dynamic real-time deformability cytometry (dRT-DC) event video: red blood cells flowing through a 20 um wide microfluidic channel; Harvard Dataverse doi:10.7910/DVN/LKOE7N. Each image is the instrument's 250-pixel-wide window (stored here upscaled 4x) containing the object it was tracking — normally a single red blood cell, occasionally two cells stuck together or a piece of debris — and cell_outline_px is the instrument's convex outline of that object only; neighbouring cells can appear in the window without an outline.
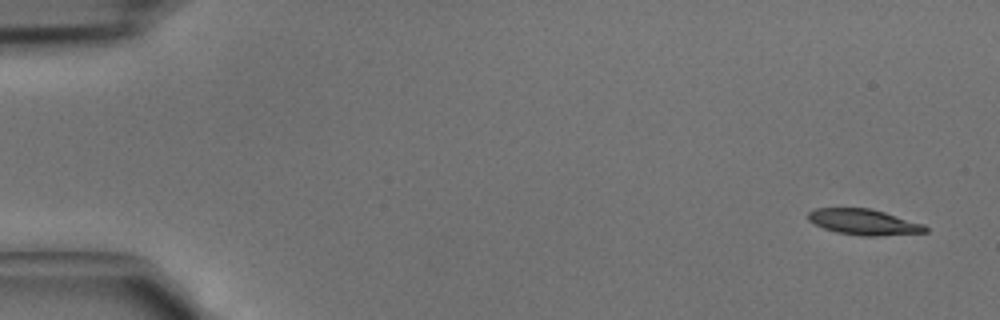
{"species": "common noctule bat (a hibernating species)", "species_latin": "Nyctalus noctula", "temperature_condition": "cold", "stored_images_in_passage": 4, "camera_frame_rate_fps": 3000, "um_per_image_px": 0.085, "animal": {"sex": "male", "body_mass_g": 15.6}, "frame": {"image": 1, "passage_image": 1, "time_ms": 0.0, "image_size_px": [1000, 320], "cell_outline_px": [[928, 232], [880, 236], [860, 236], [836, 232], [824, 228], [808, 220], [808, 212], [816, 208], [868, 208], [884, 212], [924, 224], [928, 228]], "centroid_in_image_um": [73.44, 18.88], "position_along_channel_um": 11.6, "area_um2": 17.57}}
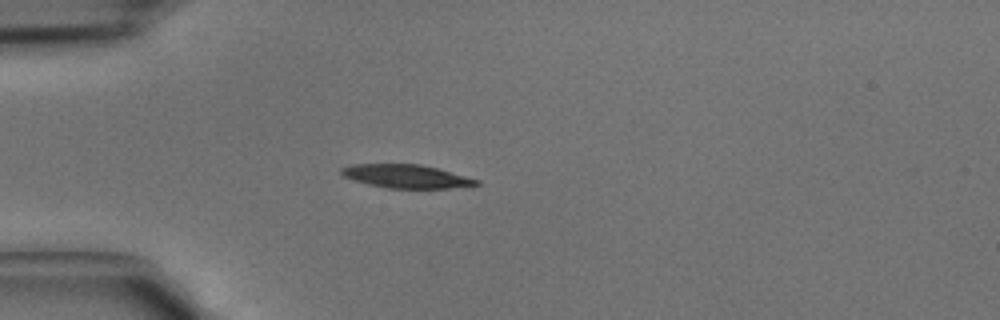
{"frame": {"image": 2, "passage_image": 4, "time_ms": 1.0, "image_size_px": [1000, 320], "cell_outline_px": [[480, 184], [472, 188], [388, 188], [368, 184], [344, 176], [340, 172], [340, 168], [352, 164], [420, 164], [436, 168], [480, 180]], "centroid_in_image_um": [34.61, 15.0], "position_along_channel_um": 50.4, "area_um2": 18.5}}